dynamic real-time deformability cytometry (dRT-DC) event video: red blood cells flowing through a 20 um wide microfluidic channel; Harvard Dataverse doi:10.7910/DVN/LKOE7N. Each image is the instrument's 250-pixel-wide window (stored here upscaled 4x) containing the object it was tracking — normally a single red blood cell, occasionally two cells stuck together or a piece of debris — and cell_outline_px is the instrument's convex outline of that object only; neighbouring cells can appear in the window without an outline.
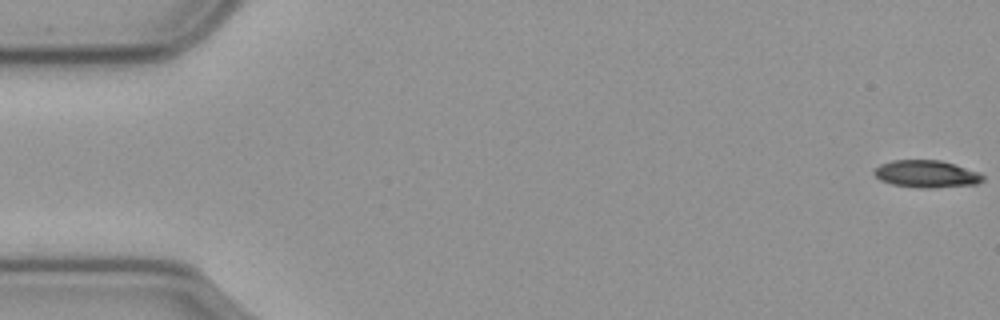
{"species": "common noctule bat (a hibernating species)", "species_latin": "Nyctalus noctula", "temperature_condition": "cold", "stored_images_in_passage": 56, "camera_frame_rate_fps": 3000, "um_per_image_px": 0.085, "animal": {"sex": "male", "body_mass_g": 23.1, "forearm_length_mm": 52.7}, "frame": {"image": 1, "passage_image": 1, "time_ms": 0.0, "image_size_px": [1000, 320], "cell_outline_px": [[984, 180], [976, 184], [932, 188], [916, 188], [892, 184], [880, 180], [872, 172], [880, 164], [892, 160], [940, 160], [980, 172], [984, 176]], "centroid_in_image_um": [78.74, 14.79], "position_along_channel_um": 6.3, "area_um2": 17.34}}
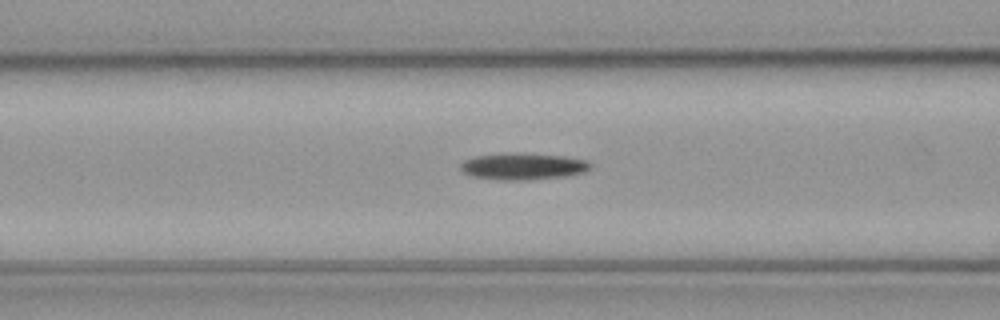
{"frame": {"image": 2, "passage_image": 23, "time_ms": 7.333, "image_size_px": [1000, 320], "cell_outline_px": [[592, 168], [584, 172], [564, 176], [528, 180], [500, 180], [472, 176], [464, 172], [460, 168], [460, 164], [464, 160], [476, 156], [520, 152], [564, 156], [588, 160], [592, 164]], "centroid_in_image_um": [44.49, 14.13], "position_along_channel_um": 122.1, "area_um2": 20.29}}
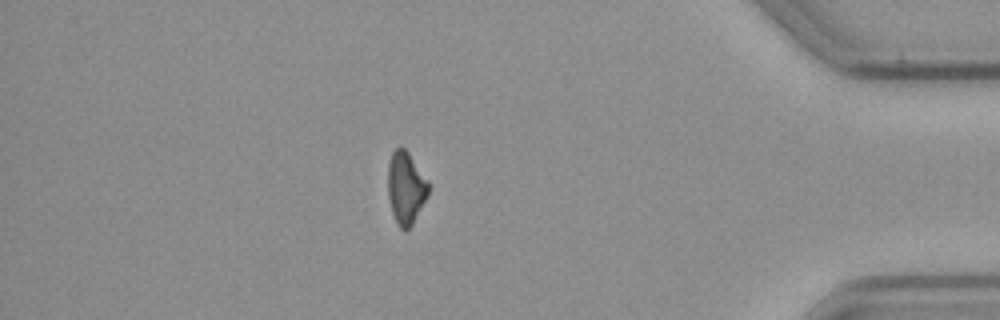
{"frame": {"image": 3, "passage_image": 50, "time_ms": 16.333, "image_size_px": [1000, 320], "cell_outline_px": [[428, 196], [412, 224], [404, 232], [396, 224], [392, 212], [388, 196], [388, 164], [392, 152], [400, 144], [408, 152], [428, 180]], "centroid_in_image_um": [34.48, 15.96], "position_along_channel_um": 400.7, "area_um2": 17.17}, "authors_computed_cell_mechanics": {"area_um2": 18.5249, "velocity_mm_per_s": 3.5823, "shape_relaxation_time_tau1_ms": 7.6913, "shape_relaxation_time_tau2_ms": null, "deformation_change_tau1": 0.1488, "deformation_change_tau2": null}}